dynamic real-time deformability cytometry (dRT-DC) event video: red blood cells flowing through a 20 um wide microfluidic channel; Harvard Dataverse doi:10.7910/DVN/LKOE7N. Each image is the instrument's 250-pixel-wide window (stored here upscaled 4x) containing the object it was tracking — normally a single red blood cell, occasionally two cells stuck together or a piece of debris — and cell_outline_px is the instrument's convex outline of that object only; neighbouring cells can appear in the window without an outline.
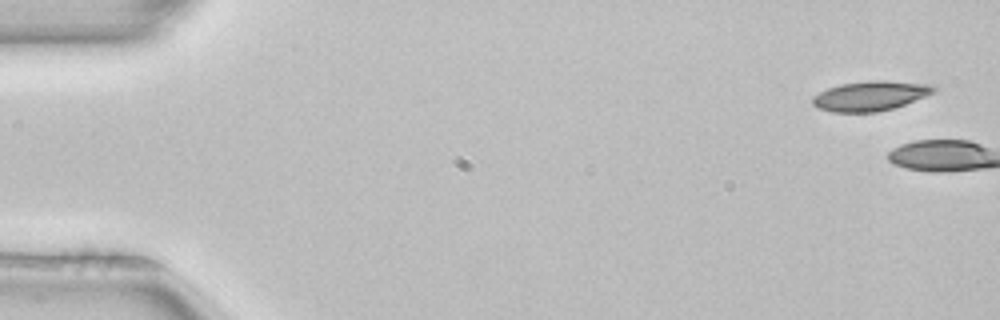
{"species": "common noctule bat (a hibernating species)", "species_latin": "Nyctalus noctula", "temperature_condition": "room temperature", "stored_images_in_passage": 5, "camera_frame_rate_fps": 3000, "um_per_image_px": 0.085, "animal": {"sex": "female", "body_mass_g": 22.7, "forearm_length_mm": 54.2}, "frame": {"image": 1, "passage_image": 1, "time_ms": 0.0, "image_size_px": [1000, 320], "cell_outline_px": [[936, 92], [904, 104], [892, 108], [876, 112], [832, 112], [816, 108], [812, 104], [812, 96], [828, 88], [840, 84], [868, 80], [884, 80], [928, 84], [936, 88]], "centroid_in_image_um": [73.94, 8.15], "position_along_channel_um": 11.1, "area_um2": 20.98}}
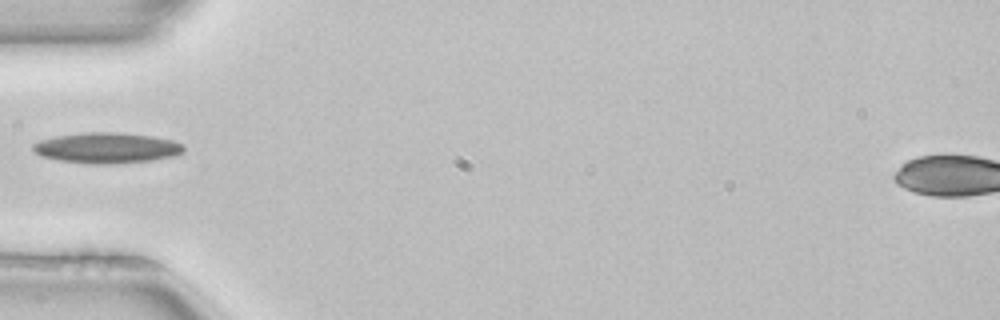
{"frame": {"image": 2, "passage_image": 5, "time_ms": 1.333, "image_size_px": [1000, 320], "cell_outline_px": [[184, 152], [172, 156], [152, 160], [108, 164], [92, 164], [60, 160], [40, 156], [32, 148], [32, 144], [40, 140], [56, 136], [88, 132], [116, 132], [152, 136], [172, 140], [184, 144]], "centroid_in_image_um": [9.08, 12.57], "position_along_channel_um": 75.9, "area_um2": 26.76}}